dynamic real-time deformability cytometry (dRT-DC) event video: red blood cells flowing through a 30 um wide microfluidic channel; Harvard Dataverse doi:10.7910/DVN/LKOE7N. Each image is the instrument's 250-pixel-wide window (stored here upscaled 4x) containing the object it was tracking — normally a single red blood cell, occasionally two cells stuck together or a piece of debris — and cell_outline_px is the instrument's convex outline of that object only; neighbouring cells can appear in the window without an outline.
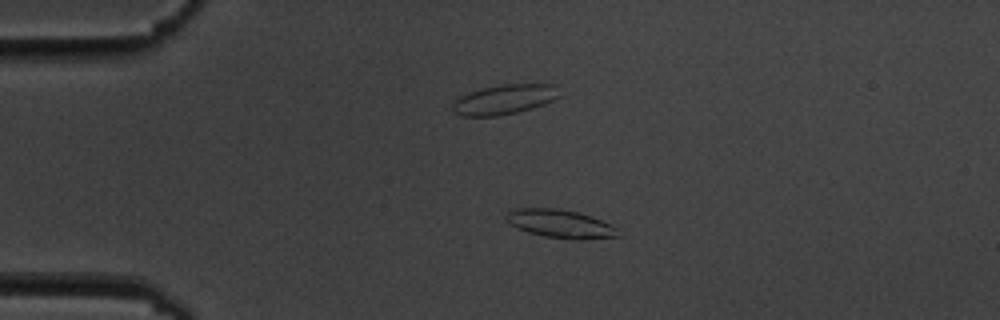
{"species": "common noctule bat (a hibernating species)", "species_latin": "Nyctalus noctula", "temperature_condition": "cold", "stored_images_in_passage": 4, "camera_frame_rate_fps": 3000, "um_per_image_px": 0.085, "animal": {"sex": "male", "body_mass_g": 19.5, "forearm_length_mm": 54.6}, "frame": {"image": 1, "passage_image": 3, "time_ms": 2.667, "image_size_px": [1000, 320], "cell_outline_px": [[620, 236], [584, 240], [576, 240], [544, 236], [528, 232], [516, 228], [508, 224], [504, 216], [508, 212], [516, 208], [556, 208], [576, 212], [612, 224], [616, 228]], "centroid_in_image_um": [47.59, 19.03], "position_along_channel_um": 37.4, "area_um2": 18.5}}